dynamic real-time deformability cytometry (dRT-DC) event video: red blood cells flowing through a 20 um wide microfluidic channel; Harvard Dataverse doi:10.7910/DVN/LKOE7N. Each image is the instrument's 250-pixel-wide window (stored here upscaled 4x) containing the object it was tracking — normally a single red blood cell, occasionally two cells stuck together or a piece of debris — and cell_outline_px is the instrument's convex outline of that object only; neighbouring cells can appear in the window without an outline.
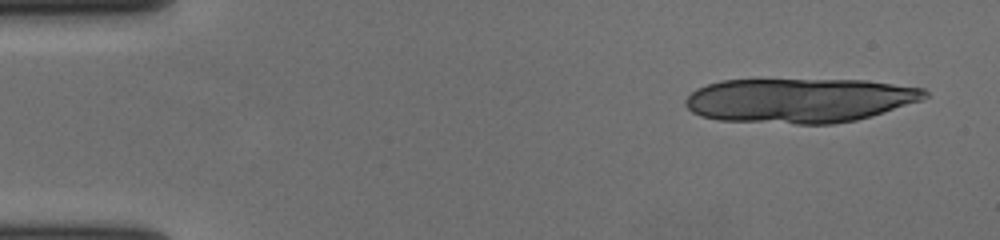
{"species": "human", "species_latin": "Homo sapiens", "temperature_condition": "cold", "stored_images_in_passage": 16, "camera_frame_rate_fps": 3000, "um_per_image_px": 0.085, "donor": {"sex": "female"}, "frame": {"image": 1, "passage_image": 3, "time_ms": 0.667, "image_size_px": [1000, 240], "cell_outline_px": [[928, 96], [920, 100], [856, 120], [832, 124], [796, 124], [720, 120], [700, 116], [692, 112], [684, 104], [684, 100], [696, 88], [720, 80], [864, 80], [924, 88], [928, 92]], "centroid_in_image_um": [67.9, 8.53], "position_along_channel_um": 17.1, "area_um2": 61.85}}